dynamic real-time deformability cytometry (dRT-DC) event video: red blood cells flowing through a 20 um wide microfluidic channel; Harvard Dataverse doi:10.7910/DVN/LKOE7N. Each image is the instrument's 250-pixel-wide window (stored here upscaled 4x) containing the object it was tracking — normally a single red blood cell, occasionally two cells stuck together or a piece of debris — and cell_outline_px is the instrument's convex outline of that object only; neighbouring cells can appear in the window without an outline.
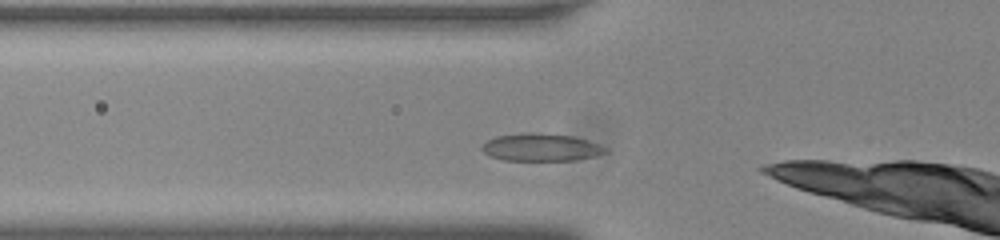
{"species": "common noctule bat (a hibernating species)", "species_latin": "Nyctalus noctula", "temperature_condition": "room temperature", "stored_images_in_passage": 17, "camera_frame_rate_fps": 3000, "um_per_image_px": 0.085, "animal": {"sex": "male", "body_mass_g": 20.0, "forearm_length_mm": 53.3}, "frame": {"image": 1, "passage_image": 12, "time_ms": 3.667, "image_size_px": [1000, 240], "cell_outline_px": [[608, 152], [596, 156], [576, 160], [504, 160], [488, 156], [480, 148], [484, 140], [496, 136], [528, 132], [536, 132], [572, 136], [588, 140], [600, 144], [608, 148]], "centroid_in_image_um": [45.98, 12.52], "position_along_channel_um": 79.8, "area_um2": 20.17}}
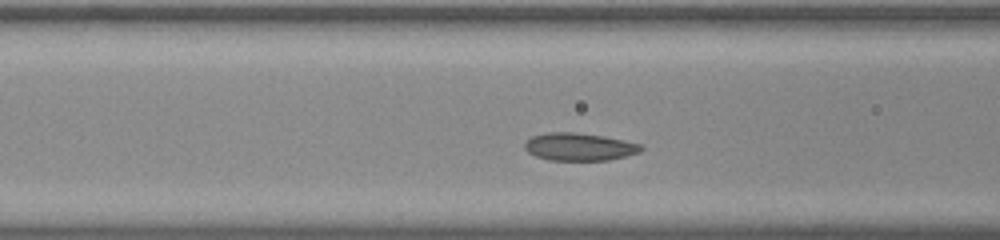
{"frame": {"image": 2, "passage_image": 15, "time_ms": 4.667, "image_size_px": [1000, 240], "cell_outline_px": [[644, 148], [640, 152], [608, 160], [548, 160], [536, 156], [528, 152], [524, 148], [524, 144], [532, 136], [548, 132], [576, 132], [604, 136], [644, 144]], "centroid_in_image_um": [49.26, 12.47], "position_along_channel_um": 117.3, "area_um2": 18.84}}